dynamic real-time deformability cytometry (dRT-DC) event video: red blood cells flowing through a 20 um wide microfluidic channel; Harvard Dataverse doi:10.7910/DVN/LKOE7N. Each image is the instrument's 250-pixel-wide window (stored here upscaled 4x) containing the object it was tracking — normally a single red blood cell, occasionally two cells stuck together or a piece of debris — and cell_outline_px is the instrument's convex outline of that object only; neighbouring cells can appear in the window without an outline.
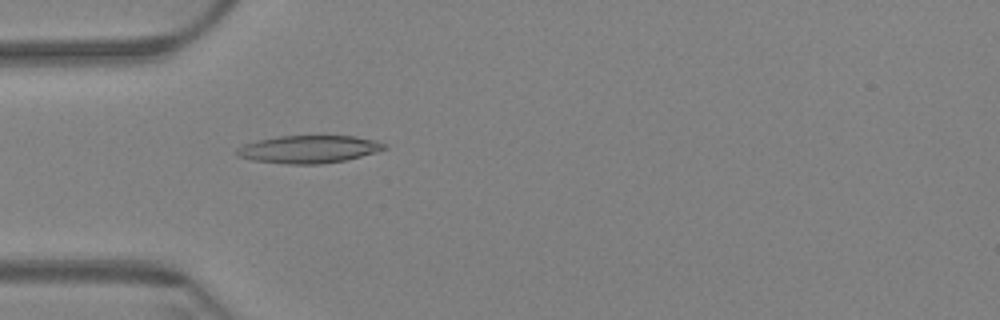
{"species": "Egyptian fruit bat (a non-hibernating species)", "species_latin": "Rousettus aegyptiacus", "temperature_condition": "warm", "stored_images_in_passage": 61, "camera_frame_rate_fps": 3000, "um_per_image_px": 0.085, "animal": {"sex": "female"}, "frame": {"image": 1, "passage_image": 19, "time_ms": 6.0, "image_size_px": [1000, 320], "cell_outline_px": [[388, 148], [376, 152], [344, 160], [320, 164], [288, 164], [252, 160], [236, 156], [236, 148], [244, 144], [260, 140], [280, 136], [356, 136], [376, 140], [388, 144]], "centroid_in_image_um": [26.27, 12.68], "position_along_channel_um": 58.7, "area_um2": 23.76}}
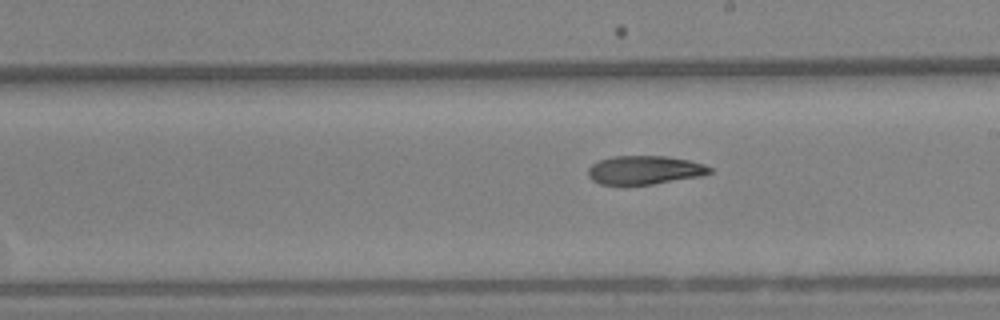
{"frame": {"image": 2, "passage_image": 35, "time_ms": 11.333, "image_size_px": [1000, 320], "cell_outline_px": [[712, 172], [700, 176], [652, 184], [600, 184], [592, 180], [588, 176], [588, 168], [592, 164], [600, 160], [612, 156], [668, 156], [688, 160], [704, 164], [712, 168]], "centroid_in_image_um": [54.79, 14.44], "position_along_channel_um": 234.2, "area_um2": 20.17}}
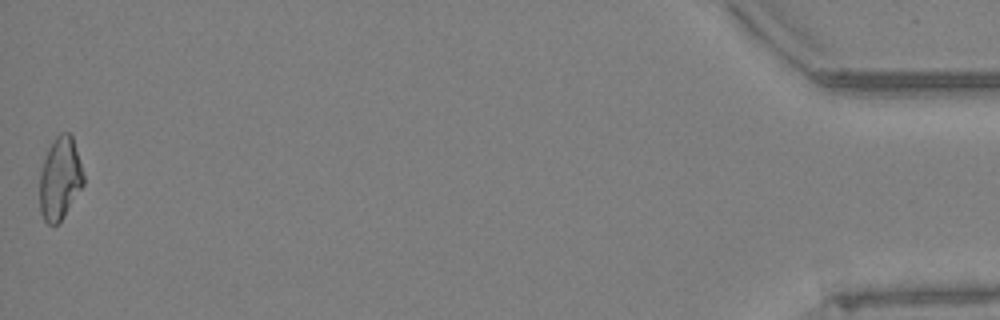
{"frame": {"image": 3, "passage_image": 61, "time_ms": 20.0, "image_size_px": [1000, 320], "cell_outline_px": [[84, 184], [60, 220], [56, 224], [48, 224], [44, 220], [40, 212], [40, 172], [44, 160], [56, 136], [60, 132], [68, 132], [72, 136], [84, 176]], "centroid_in_image_um": [5.09, 15.17], "position_along_channel_um": 430.1, "area_um2": 20.52}}